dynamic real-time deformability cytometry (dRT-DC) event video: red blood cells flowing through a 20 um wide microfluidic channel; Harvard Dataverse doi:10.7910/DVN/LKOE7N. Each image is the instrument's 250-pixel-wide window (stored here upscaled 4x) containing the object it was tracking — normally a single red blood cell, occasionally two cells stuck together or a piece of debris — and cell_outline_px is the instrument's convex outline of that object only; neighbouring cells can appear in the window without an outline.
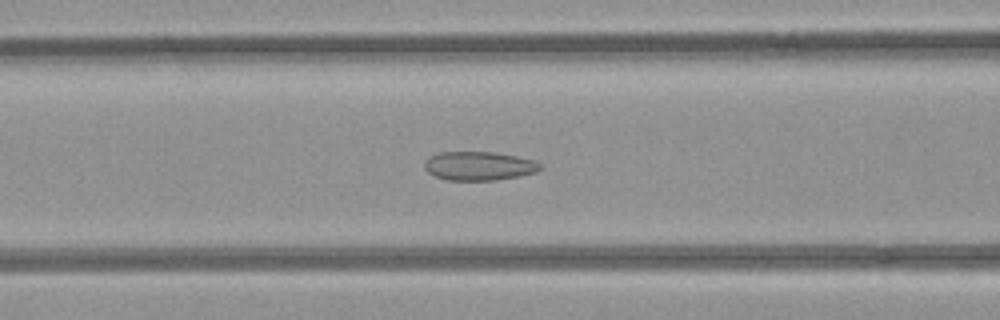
{"species": "common noctule bat (a hibernating species)", "species_latin": "Nyctalus noctula", "temperature_condition": "room temperature", "stored_images_in_passage": 52, "camera_frame_rate_fps": 3000, "um_per_image_px": 0.085, "animal": {"sex": "female", "body_mass_g": 21.9}, "frame": {"image": 1, "passage_image": 21, "time_ms": 6.667, "image_size_px": [1000, 320], "cell_outline_px": [[544, 168], [536, 172], [520, 176], [496, 180], [448, 180], [436, 176], [428, 172], [424, 168], [424, 164], [432, 156], [440, 152], [496, 152], [536, 160], [544, 164]], "centroid_in_image_um": [40.81, 14.1], "position_along_channel_um": 125.8, "area_um2": 19.54}}
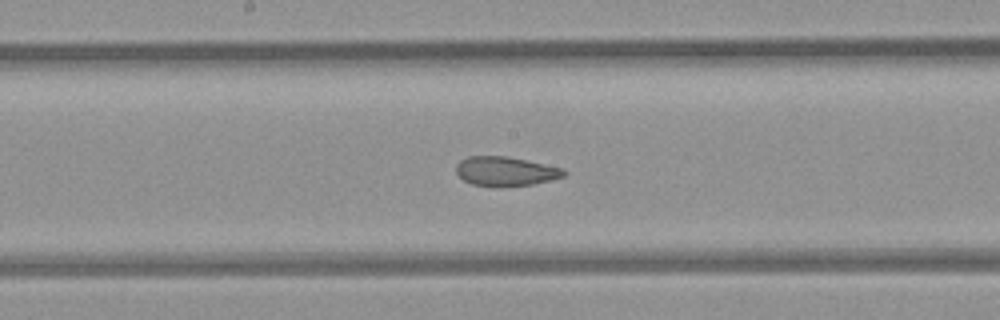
{"frame": {"image": 2, "passage_image": 27, "time_ms": 8.667, "image_size_px": [1000, 320], "cell_outline_px": [[568, 172], [564, 176], [552, 180], [532, 184], [500, 188], [472, 184], [464, 180], [456, 172], [456, 164], [460, 160], [468, 156], [508, 156], [564, 168]], "centroid_in_image_um": [42.99, 14.57], "position_along_channel_um": 205.2, "area_um2": 18.73}}
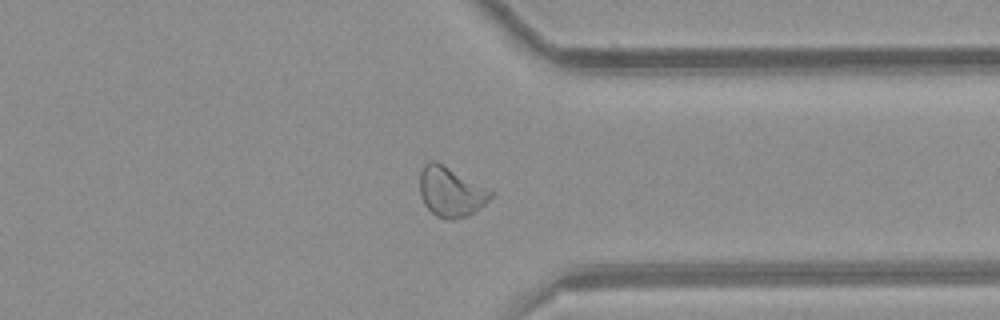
{"frame": {"image": 3, "passage_image": 40, "time_ms": 13.0, "image_size_px": [1000, 320], "cell_outline_px": [[496, 192], [484, 204], [468, 216], [452, 220], [448, 220], [436, 216], [424, 204], [420, 196], [420, 172], [424, 164], [428, 160], [436, 160]], "centroid_in_image_um": [38.31, 16.29], "position_along_channel_um": 373.1, "area_um2": 20.81}, "authors_computed_cell_mechanics": {"area_um2": 21.3571, "velocity_mm_per_s": 3.9547, "shape_relaxation_time_tau1_ms": null, "shape_relaxation_time_tau2_ms": 1.4674, "deformation_change_tau1": null, "deformation_change_tau2": 0.0844}}